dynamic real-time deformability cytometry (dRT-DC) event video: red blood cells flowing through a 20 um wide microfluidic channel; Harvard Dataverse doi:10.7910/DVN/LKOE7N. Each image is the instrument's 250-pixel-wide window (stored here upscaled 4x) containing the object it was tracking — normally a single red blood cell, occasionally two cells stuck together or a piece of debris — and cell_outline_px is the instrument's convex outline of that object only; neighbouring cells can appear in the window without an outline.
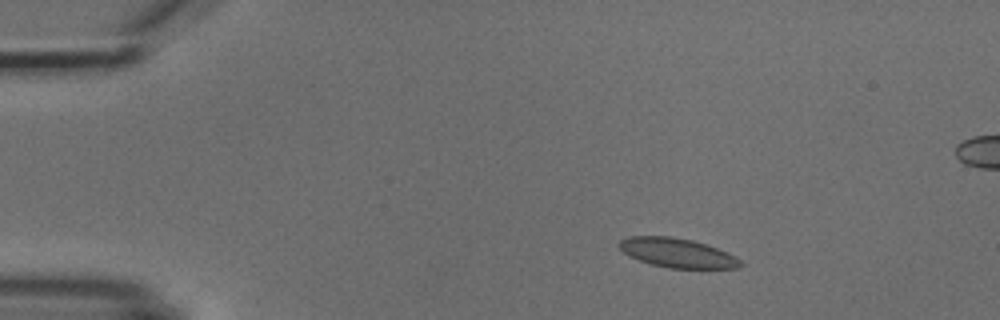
{"species": "common noctule bat (a hibernating species)", "species_latin": "Nyctalus noctula", "temperature_condition": "cold", "stored_images_in_passage": 4, "camera_frame_rate_fps": 3000, "um_per_image_px": 0.085, "animal": {"sex": "male", "body_mass_g": 18.8}, "frame": {"image": 1, "passage_image": 1, "time_ms": 0.0, "image_size_px": [1000, 320], "cell_outline_px": [[744, 264], [740, 268], [668, 268], [652, 264], [628, 256], [616, 244], [620, 240], [628, 236], [672, 236], [692, 240], [728, 252], [736, 256]], "centroid_in_image_um": [57.56, 21.49], "position_along_channel_um": 27.4, "area_um2": 20.75}}